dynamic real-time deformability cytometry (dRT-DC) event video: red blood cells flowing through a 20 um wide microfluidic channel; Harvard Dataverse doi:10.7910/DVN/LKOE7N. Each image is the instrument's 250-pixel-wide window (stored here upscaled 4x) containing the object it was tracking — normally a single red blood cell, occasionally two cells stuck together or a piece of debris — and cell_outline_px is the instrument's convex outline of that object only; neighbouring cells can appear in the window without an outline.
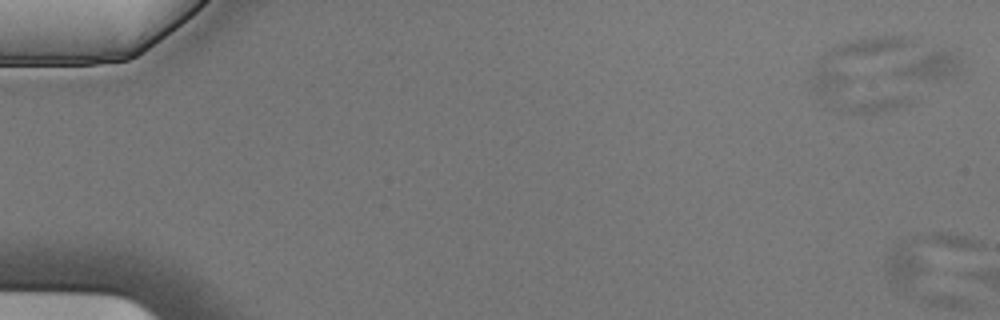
{"species": "Egyptian fruit bat (a non-hibernating species)", "species_latin": "Rousettus aegyptiacus", "temperature_condition": "cold", "stored_images_in_passage": 6, "camera_frame_rate_fps": 3000, "um_per_image_px": 0.085, "animal": {"sex": "male"}, "frame": {"image": 1, "passage_image": 1, "time_ms": 0.0, "image_size_px": [1000, 320], "cell_outline_px": [[984, 244], [976, 248], [924, 272], [904, 280], [896, 280], [884, 268], [896, 244], [900, 240], [932, 232], [944, 232], [964, 236], [980, 240]], "centroid_in_image_um": [78.79, 21.51], "position_along_channel_um": 6.2, "area_um2": 19.54}}